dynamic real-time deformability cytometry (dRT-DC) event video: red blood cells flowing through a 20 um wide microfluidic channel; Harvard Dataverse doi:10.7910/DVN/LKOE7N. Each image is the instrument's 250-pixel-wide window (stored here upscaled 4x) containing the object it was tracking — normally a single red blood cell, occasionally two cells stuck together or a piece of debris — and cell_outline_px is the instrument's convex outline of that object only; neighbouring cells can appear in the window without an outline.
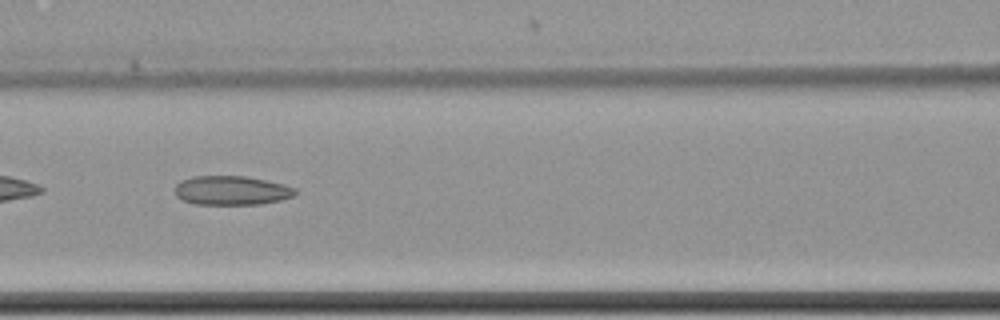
{"species": "common noctule bat (a hibernating species)", "species_latin": "Nyctalus noctula", "temperature_condition": "cold", "stored_images_in_passage": 48, "camera_frame_rate_fps": 3000, "um_per_image_px": 0.085, "animal": {"sex": "female", "body_mass_g": 22.7, "forearm_length_mm": 54.2}, "frame": {"image": 1, "passage_image": 23, "time_ms": 7.333, "image_size_px": [1000, 320], "cell_outline_px": [[296, 192], [292, 196], [280, 200], [260, 204], [196, 204], [184, 200], [176, 196], [176, 184], [180, 180], [192, 176], [244, 176], [284, 184], [296, 188]], "centroid_in_image_um": [19.67, 16.18], "position_along_channel_um": 146.9, "area_um2": 20.29}}
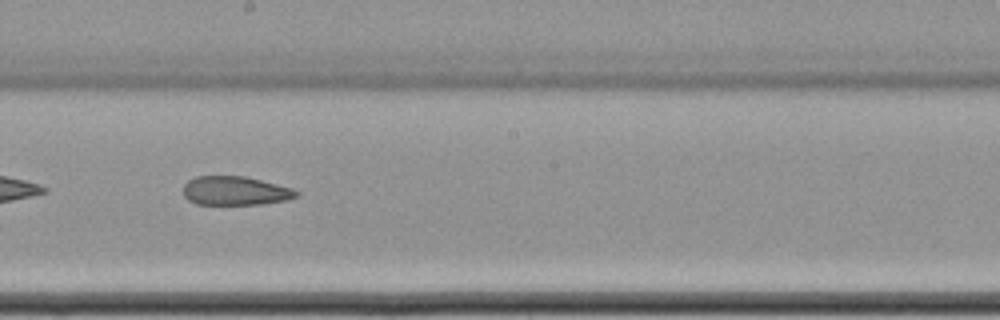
{"frame": {"image": 2, "passage_image": 30, "time_ms": 9.667, "image_size_px": [1000, 320], "cell_outline_px": [[300, 196], [288, 200], [260, 204], [196, 204], [188, 200], [184, 196], [184, 184], [188, 180], [196, 176], [244, 176], [292, 188], [300, 192]], "centroid_in_image_um": [20.01, 16.22], "position_along_channel_um": 228.2, "area_um2": 19.07}}
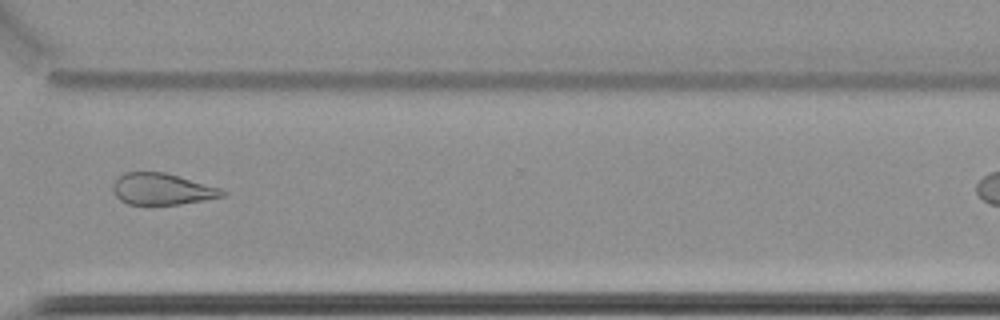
{"frame": {"image": 3, "passage_image": 41, "time_ms": 13.333, "image_size_px": [1000, 320], "cell_outline_px": [[228, 192], [224, 196], [204, 200], [180, 204], [128, 204], [120, 200], [116, 196], [112, 188], [112, 184], [124, 172], [164, 172], [220, 188]], "centroid_in_image_um": [13.77, 16.07], "position_along_channel_um": 356.8, "area_um2": 19.88}, "authors_computed_cell_mechanics": {"area_um2": 21.5305, "velocity_mm_per_s": 3.4957, "shape_relaxation_time_tau1_ms": null, "shape_relaxation_time_tau2_ms": 4.8668, "deformation_change_tau1": null, "deformation_change_tau2": 0.1322}}